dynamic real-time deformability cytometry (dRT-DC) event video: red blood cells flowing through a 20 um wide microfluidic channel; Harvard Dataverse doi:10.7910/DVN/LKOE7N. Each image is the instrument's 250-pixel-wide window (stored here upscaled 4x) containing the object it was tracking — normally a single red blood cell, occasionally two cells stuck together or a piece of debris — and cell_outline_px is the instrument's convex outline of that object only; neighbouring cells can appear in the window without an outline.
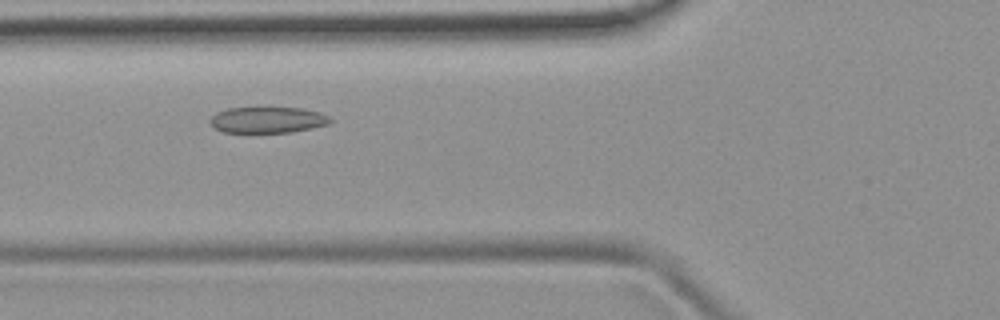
{"species": "common noctule bat (a hibernating species)", "species_latin": "Nyctalus noctula", "temperature_condition": "room temperature", "stored_images_in_passage": 45, "camera_frame_rate_fps": 3000, "um_per_image_px": 0.085, "animal": {"sex": "female", "body_mass_g": 19.9}, "frame": {"image": 1, "passage_image": 13, "time_ms": 4.0, "image_size_px": [1000, 320], "cell_outline_px": [[332, 120], [328, 124], [312, 128], [292, 132], [224, 132], [216, 128], [208, 120], [216, 112], [228, 108], [256, 104], [260, 104], [304, 108], [320, 112], [328, 116]], "centroid_in_image_um": [22.74, 10.12], "position_along_channel_um": 103.1, "area_um2": 19.31}}
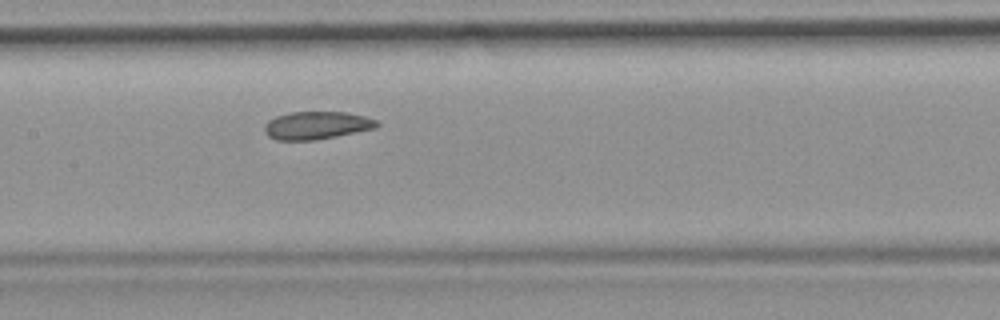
{"frame": {"image": 2, "passage_image": 19, "time_ms": 6.0, "image_size_px": [1000, 320], "cell_outline_px": [[380, 124], [376, 128], [316, 140], [276, 140], [268, 136], [264, 132], [264, 124], [268, 120], [276, 116], [288, 112], [344, 112], [364, 116], [376, 120]], "centroid_in_image_um": [26.88, 10.66], "position_along_channel_um": 180.5, "area_um2": 18.26}}
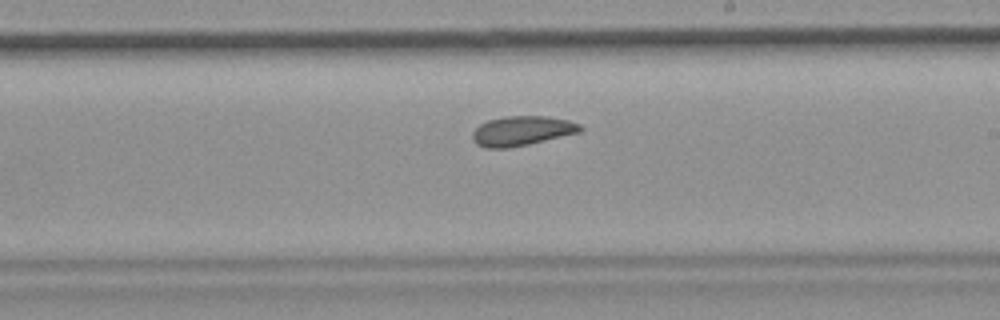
{"frame": {"image": 3, "passage_image": 24, "time_ms": 7.667, "image_size_px": [1000, 320], "cell_outline_px": [[584, 128], [580, 132], [528, 144], [504, 148], [488, 148], [476, 144], [472, 136], [472, 132], [480, 124], [488, 120], [504, 116], [548, 116], [568, 120], [580, 124]], "centroid_in_image_um": [44.37, 11.11], "position_along_channel_um": 244.6, "area_um2": 18.5}, "authors_computed_cell_mechanics": {"area_um2": 19.1896, "velocity_mm_per_s": 3.868, "shape_relaxation_time_tau1_ms": null, "shape_relaxation_time_tau2_ms": 4.1138, "deformation_change_tau1": null, "deformation_change_tau2": 0.0698}}